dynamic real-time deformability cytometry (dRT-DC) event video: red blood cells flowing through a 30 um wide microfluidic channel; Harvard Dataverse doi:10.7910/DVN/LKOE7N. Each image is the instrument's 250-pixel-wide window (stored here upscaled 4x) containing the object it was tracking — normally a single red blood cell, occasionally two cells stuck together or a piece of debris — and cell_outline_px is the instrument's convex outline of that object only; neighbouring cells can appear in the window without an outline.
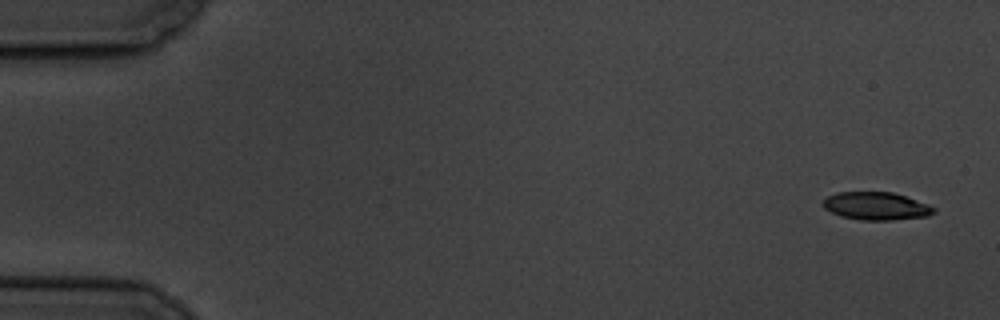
{"species": "common noctule bat (a hibernating species)", "species_latin": "Nyctalus noctula", "temperature_condition": "cold", "stored_images_in_passage": 5, "camera_frame_rate_fps": 3000, "um_per_image_px": 0.085, "animal": {"sex": "male", "body_mass_g": 19.5, "forearm_length_mm": 54.6}, "frame": {"image": 1, "passage_image": 1, "time_ms": 0.0, "image_size_px": [1000, 320], "cell_outline_px": [[936, 212], [928, 216], [892, 220], [860, 220], [840, 216], [824, 208], [820, 204], [828, 196], [836, 192], [892, 192], [928, 204], [936, 208]], "centroid_in_image_um": [74.46, 17.52], "position_along_channel_um": 10.5, "area_um2": 18.03}}
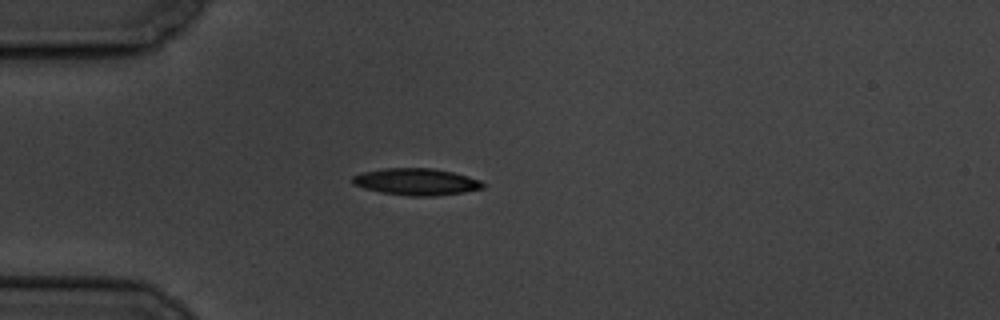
{"frame": {"image": 2, "passage_image": 5, "time_ms": 4.667, "image_size_px": [1000, 320], "cell_outline_px": [[488, 184], [484, 188], [464, 192], [436, 196], [408, 196], [380, 192], [364, 188], [352, 184], [352, 176], [364, 172], [384, 168], [432, 168], [452, 172], [468, 176], [480, 180]], "centroid_in_image_um": [35.42, 15.45], "position_along_channel_um": 49.6, "area_um2": 20.52}}